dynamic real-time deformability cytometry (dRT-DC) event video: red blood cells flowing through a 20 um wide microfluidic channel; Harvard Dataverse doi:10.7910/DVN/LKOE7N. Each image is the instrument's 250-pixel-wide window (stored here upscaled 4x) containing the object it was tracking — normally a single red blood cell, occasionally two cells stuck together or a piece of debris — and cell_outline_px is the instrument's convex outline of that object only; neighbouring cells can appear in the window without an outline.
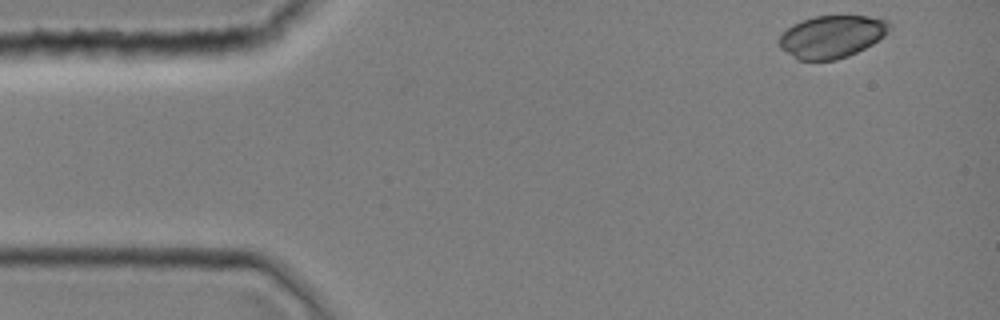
{"species": "common noctule bat (a hibernating species)", "species_latin": "Nyctalus noctula", "temperature_condition": "room temperature", "stored_images_in_passage": 38, "camera_frame_rate_fps": 3000, "um_per_image_px": 0.085, "animal": {"sex": "female", "body_mass_g": 19.0, "forearm_length_mm": 51.5}, "frame": {"image": 1, "passage_image": 1, "time_ms": 0.0, "image_size_px": [1000, 320], "cell_outline_px": [[892, 24], [888, 32], [884, 36], [872, 44], [848, 56], [836, 60], [796, 60], [780, 48], [776, 40], [792, 24], [816, 16], [868, 16], [888, 20]], "centroid_in_image_um": [70.69, 3.12], "position_along_channel_um": 14.3, "area_um2": 27.4}}
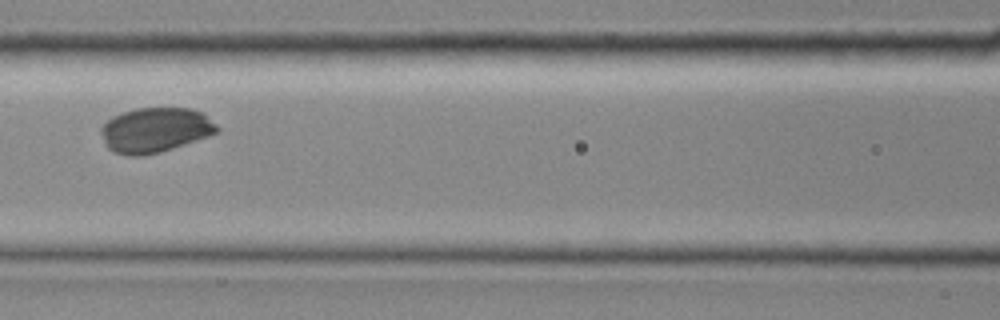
{"frame": {"image": 2, "passage_image": 17, "time_ms": 5.333, "image_size_px": [1000, 320], "cell_outline_px": [[220, 132], [160, 152], [140, 156], [128, 156], [112, 152], [104, 144], [100, 132], [100, 128], [112, 116], [136, 108], [192, 108], [204, 112], [220, 128]], "centroid_in_image_um": [13.19, 11.05], "position_along_channel_um": 153.4, "area_um2": 30.58}}
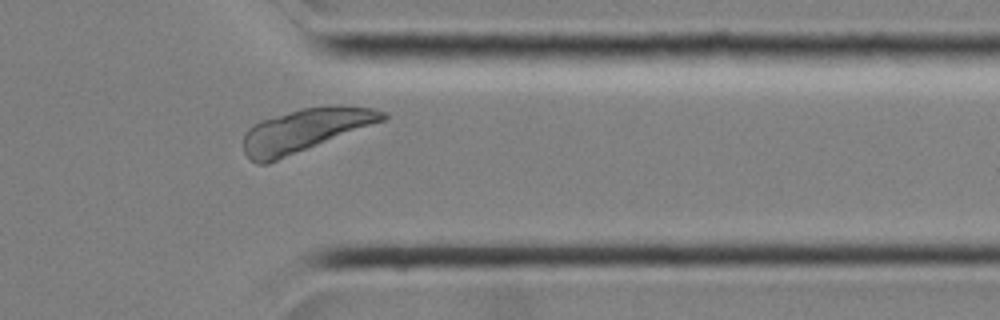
{"frame": {"image": 3, "passage_image": 33, "time_ms": 10.667, "image_size_px": [1000, 320], "cell_outline_px": [[388, 116], [384, 120], [268, 164], [256, 164], [244, 152], [244, 136], [248, 128], [252, 124], [260, 120], [304, 108], [332, 104], [344, 104], [372, 108], [384, 112]], "centroid_in_image_um": [25.92, 11.06], "position_along_channel_um": 385.5, "area_um2": 34.85}}